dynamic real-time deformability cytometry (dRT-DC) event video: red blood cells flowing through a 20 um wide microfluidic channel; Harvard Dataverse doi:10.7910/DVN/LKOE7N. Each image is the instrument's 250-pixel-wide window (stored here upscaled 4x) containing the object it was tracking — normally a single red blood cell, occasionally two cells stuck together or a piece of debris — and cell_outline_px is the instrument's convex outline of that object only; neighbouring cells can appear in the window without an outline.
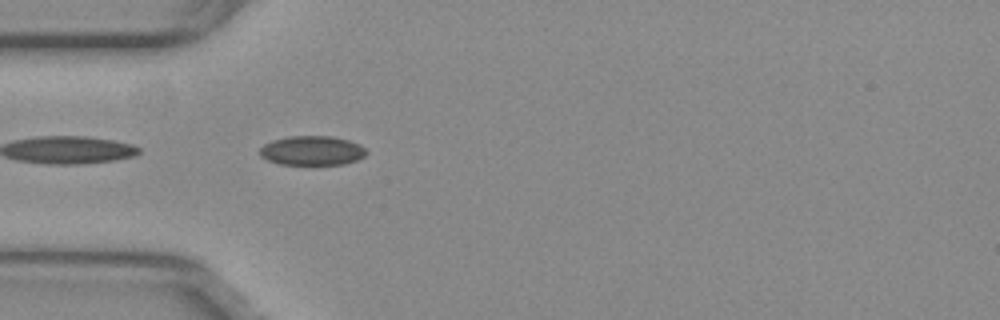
{"species": "common noctule bat (a hibernating species)", "species_latin": "Nyctalus noctula", "temperature_condition": "warm", "stored_images_in_passage": 9, "camera_frame_rate_fps": 3000, "um_per_image_px": 0.085, "animal": {"sex": "female", "body_mass_g": 29.2, "forearm_length_mm": 56.3}, "frame": {"image": 1, "passage_image": 1, "time_ms": 0.0, "image_size_px": [1000, 320], "cell_outline_px": [[368, 152], [364, 156], [356, 160], [344, 164], [280, 164], [268, 160], [260, 156], [260, 148], [264, 144], [272, 140], [288, 136], [332, 136], [348, 140], [360, 144]], "centroid_in_image_um": [26.52, 12.79], "position_along_channel_um": 58.5, "area_um2": 18.21}}